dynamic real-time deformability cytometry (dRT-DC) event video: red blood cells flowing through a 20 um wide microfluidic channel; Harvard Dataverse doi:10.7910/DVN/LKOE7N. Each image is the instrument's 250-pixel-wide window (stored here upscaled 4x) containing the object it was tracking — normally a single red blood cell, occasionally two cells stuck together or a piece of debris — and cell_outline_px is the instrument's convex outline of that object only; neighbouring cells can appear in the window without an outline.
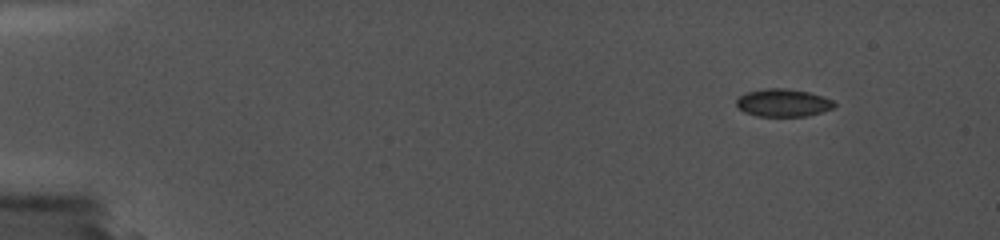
{"species": "common noctule bat (a hibernating species)", "species_latin": "Nyctalus noctula", "temperature_condition": "cold", "stored_images_in_passage": 3, "segment_of_instrument_passage": [2, 2], "camera_frame_rate_fps": 5000, "um_per_image_px": 0.085, "animal": {"sex": "female", "body_mass_g": 19.0, "forearm_length_mm": 56.7}, "frame": {"image": 1, "passage_image": 3, "time_ms": 0.6, "image_size_px": [1000, 240], "cell_outline_px": [[832, 104], [828, 108], [816, 112], [800, 116], [764, 116], [748, 112], [740, 108], [736, 104], [744, 96], [752, 92], [804, 92], [828, 100]], "centroid_in_image_um": [66.52, 8.82], "position_along_channel_um": 18.5, "area_um2": 13.18}}